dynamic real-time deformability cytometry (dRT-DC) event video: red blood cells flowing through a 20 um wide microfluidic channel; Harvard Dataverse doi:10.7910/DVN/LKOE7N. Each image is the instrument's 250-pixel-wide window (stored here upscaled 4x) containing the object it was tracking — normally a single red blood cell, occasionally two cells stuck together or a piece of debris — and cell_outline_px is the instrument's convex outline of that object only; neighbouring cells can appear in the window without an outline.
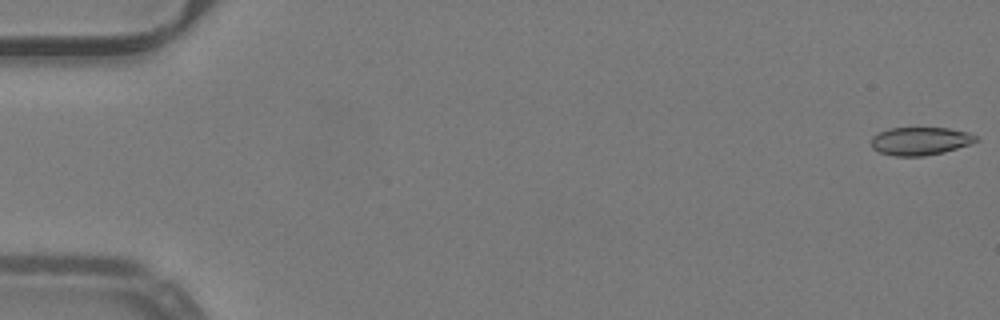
{"species": "common noctule bat (a hibernating species)", "species_latin": "Nyctalus noctula", "temperature_condition": "warm", "stored_images_in_passage": 14, "camera_frame_rate_fps": 3000, "um_per_image_px": 0.085, "animal": {"sex": "male", "body_mass_g": 19.2, "forearm_length_mm": 51.8}, "frame": {"image": 1, "passage_image": 1, "time_ms": 0.0, "image_size_px": [1000, 320], "cell_outline_px": [[980, 140], [972, 144], [944, 152], [924, 156], [896, 156], [880, 152], [872, 148], [872, 136], [888, 128], [948, 128], [968, 132], [976, 136]], "centroid_in_image_um": [78.26, 11.99], "position_along_channel_um": 6.7, "area_um2": 17.17}}
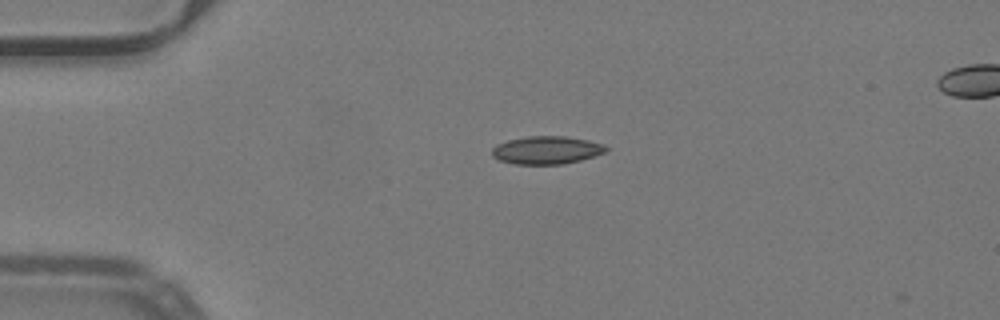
{"frame": {"image": 2, "passage_image": 13, "time_ms": 4.0, "image_size_px": [1000, 320], "cell_outline_px": [[608, 148], [604, 152], [580, 160], [564, 164], [512, 164], [500, 160], [492, 156], [492, 148], [496, 144], [508, 140], [528, 136], [564, 136], [588, 140], [604, 144]], "centroid_in_image_um": [46.43, 12.76], "position_along_channel_um": 38.6, "area_um2": 18.5}}